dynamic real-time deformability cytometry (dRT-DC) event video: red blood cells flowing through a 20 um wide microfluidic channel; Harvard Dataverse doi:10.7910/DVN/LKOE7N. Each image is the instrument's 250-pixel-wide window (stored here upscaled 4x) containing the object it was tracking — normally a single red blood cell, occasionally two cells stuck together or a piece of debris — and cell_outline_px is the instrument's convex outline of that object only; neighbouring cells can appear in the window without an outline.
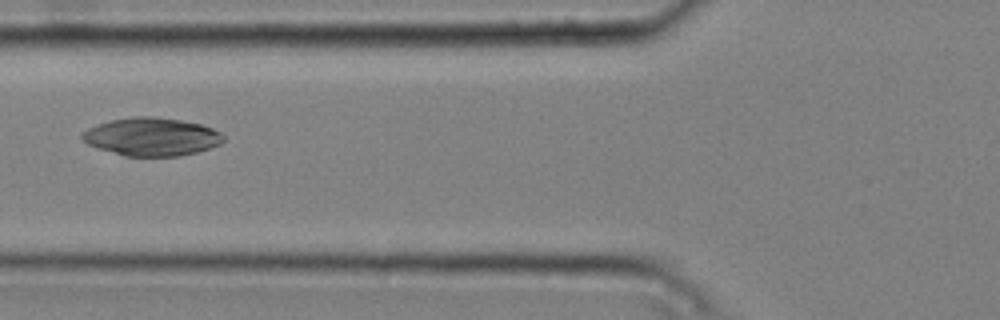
{"species": "common noctule bat (a hibernating species)", "species_latin": "Nyctalus noctula", "temperature_condition": "cold", "stored_images_in_passage": 7, "camera_frame_rate_fps": 3000, "um_per_image_px": 0.085, "animal": {"sex": "male", "body_mass_g": 20.4}, "frame": {"image": 1, "passage_image": 6, "time_ms": 1.667, "image_size_px": [1000, 320], "cell_outline_px": [[224, 140], [220, 144], [196, 152], [180, 156], [124, 156], [88, 144], [80, 136], [88, 128], [112, 120], [136, 116], [152, 116], [180, 120], [200, 124], [212, 128], [220, 132], [224, 136]], "centroid_in_image_um": [12.92, 11.62], "position_along_channel_um": 112.9, "area_um2": 30.98}}
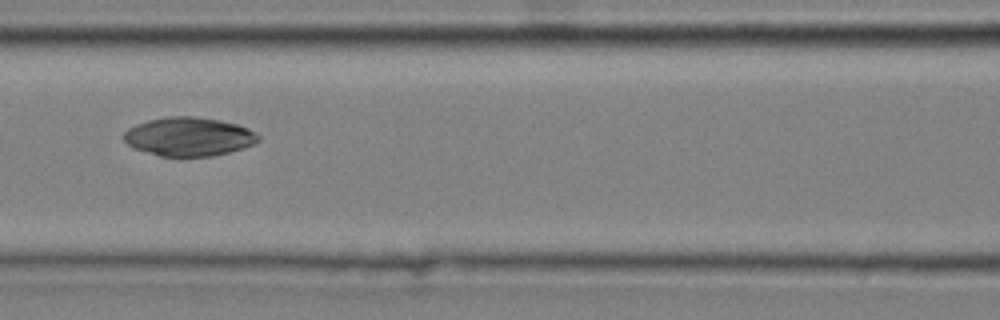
{"frame": {"image": 2, "passage_image": 7, "time_ms": 2.0, "image_size_px": [1000, 320], "cell_outline_px": [[260, 140], [244, 148], [212, 156], [160, 156], [132, 148], [124, 140], [124, 132], [128, 128], [136, 124], [148, 120], [168, 116], [192, 116], [220, 120], [236, 124], [248, 128], [256, 132], [260, 136]], "centroid_in_image_um": [16.05, 11.61], "position_along_channel_um": 150.6, "area_um2": 30.4}}